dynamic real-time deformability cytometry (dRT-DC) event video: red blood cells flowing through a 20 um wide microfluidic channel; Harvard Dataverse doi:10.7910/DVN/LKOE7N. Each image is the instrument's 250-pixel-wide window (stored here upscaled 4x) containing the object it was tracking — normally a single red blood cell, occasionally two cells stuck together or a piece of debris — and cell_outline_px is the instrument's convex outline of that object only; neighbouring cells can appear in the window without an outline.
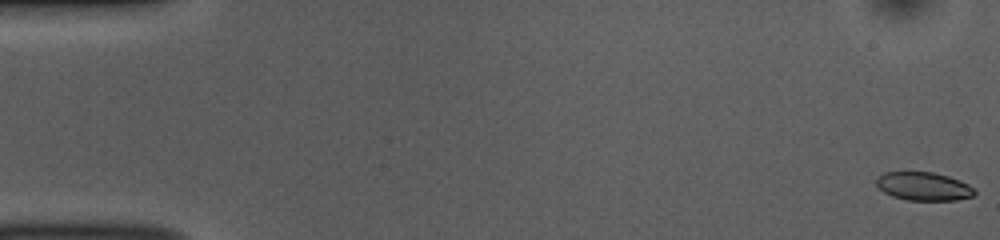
{"species": "common noctule bat (a hibernating species)", "species_latin": "Nyctalus noctula", "temperature_condition": "room temperature", "stored_images_in_passage": 14, "camera_frame_rate_fps": 3000, "um_per_image_px": 0.085, "animal": {"sex": "female", "body_mass_g": 10.0, "forearm_length_mm": 53.1}, "frame": {"image": 1, "passage_image": 1, "time_ms": 0.0, "image_size_px": [1000, 240], "cell_outline_px": [[976, 192], [972, 196], [956, 200], [908, 200], [892, 196], [884, 192], [876, 184], [876, 176], [884, 172], [932, 172], [948, 176], [960, 180], [968, 184]], "centroid_in_image_um": [78.48, 15.83], "position_along_channel_um": 6.5, "area_um2": 16.18}}